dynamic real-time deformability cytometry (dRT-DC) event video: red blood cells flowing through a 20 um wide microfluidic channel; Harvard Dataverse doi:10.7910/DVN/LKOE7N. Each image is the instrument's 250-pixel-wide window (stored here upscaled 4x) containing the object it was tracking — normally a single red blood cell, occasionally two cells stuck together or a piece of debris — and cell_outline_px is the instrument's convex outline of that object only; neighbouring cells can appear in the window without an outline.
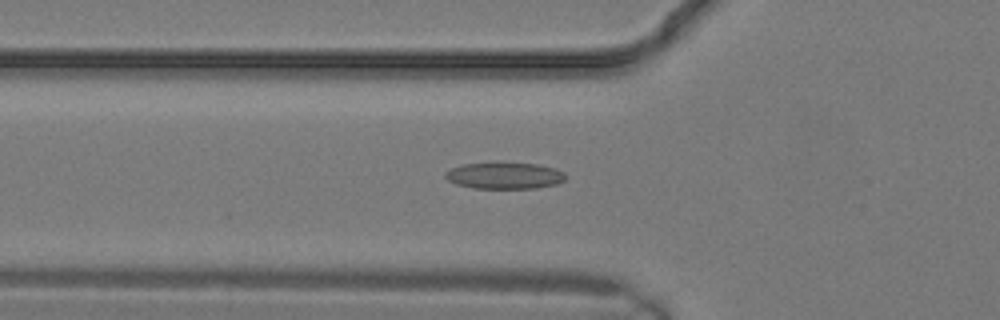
{"species": "common noctule bat (a hibernating species)", "species_latin": "Nyctalus noctula", "temperature_condition": "warm", "stored_images_in_passage": 16, "camera_frame_rate_fps": 3000, "um_per_image_px": 0.085, "animal": {"sex": "male", "body_mass_g": 19.2, "forearm_length_mm": 51.8}, "frame": {"image": 1, "passage_image": 6, "time_ms": 1.667, "image_size_px": [1000, 320], "cell_outline_px": [[568, 176], [564, 180], [556, 184], [536, 188], [472, 188], [456, 184], [448, 180], [444, 176], [444, 172], [452, 168], [464, 164], [536, 164], [556, 168], [564, 172]], "centroid_in_image_um": [42.91, 14.95], "position_along_channel_um": 82.9, "area_um2": 18.26}}
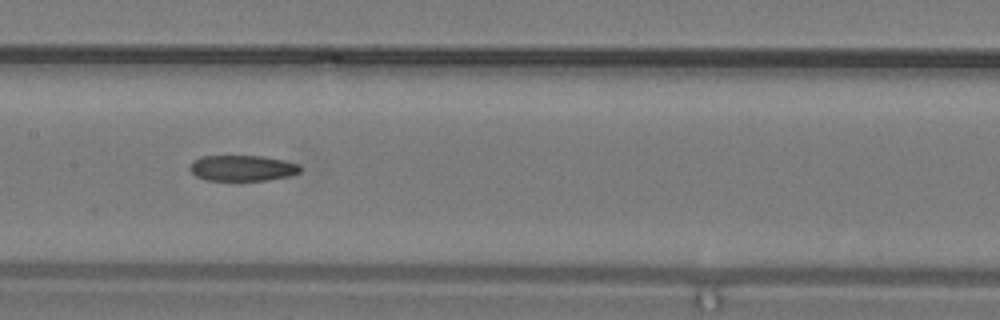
{"frame": {"image": 2, "passage_image": 10, "time_ms": 3.0, "image_size_px": [1000, 320], "cell_outline_px": [[304, 168], [300, 172], [288, 176], [268, 180], [204, 180], [196, 176], [188, 168], [192, 160], [200, 156], [264, 156], [284, 160], [300, 164]], "centroid_in_image_um": [20.61, 14.28], "position_along_channel_um": 186.8, "area_um2": 16.82}}
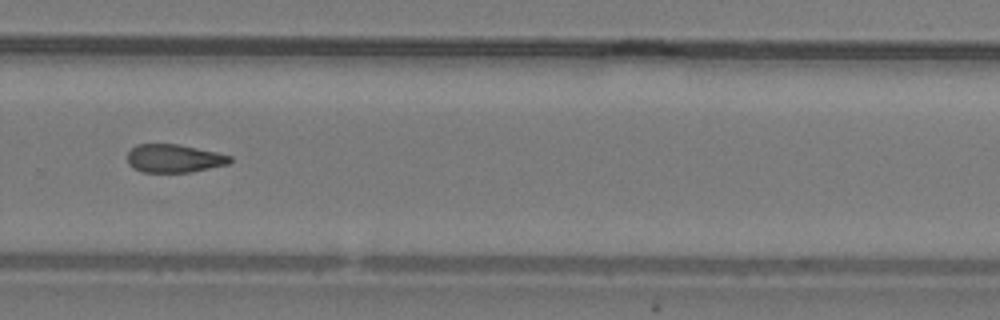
{"frame": {"image": 3, "passage_image": 15, "time_ms": 4.667, "image_size_px": [1000, 320], "cell_outline_px": [[232, 160], [228, 164], [192, 172], [140, 172], [132, 168], [128, 164], [128, 152], [136, 144], [176, 144], [216, 152], [232, 156]], "centroid_in_image_um": [14.77, 13.47], "position_along_channel_um": 315.0, "area_um2": 16.88}}